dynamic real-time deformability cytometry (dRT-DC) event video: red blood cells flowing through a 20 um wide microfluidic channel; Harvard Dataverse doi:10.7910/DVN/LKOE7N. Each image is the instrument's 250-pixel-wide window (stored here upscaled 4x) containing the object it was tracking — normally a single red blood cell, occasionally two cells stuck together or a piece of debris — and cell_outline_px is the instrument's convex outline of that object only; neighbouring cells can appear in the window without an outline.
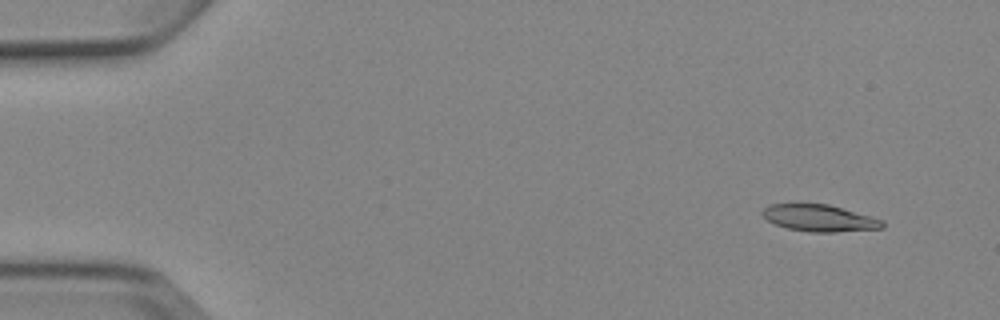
{"species": "Egyptian fruit bat (a non-hibernating species)", "species_latin": "Rousettus aegyptiacus", "temperature_condition": "cold", "stored_images_in_passage": 7, "camera_frame_rate_fps": 3000, "um_per_image_px": 0.085, "animal": {"sex": "female"}, "frame": {"image": 1, "passage_image": 1, "time_ms": 0.0, "image_size_px": [1000, 320], "cell_outline_px": [[884, 228], [836, 232], [808, 232], [788, 228], [776, 224], [768, 220], [760, 212], [768, 204], [828, 204], [872, 216], [884, 220]], "centroid_in_image_um": [69.68, 18.54], "position_along_channel_um": 15.3, "area_um2": 18.73}}
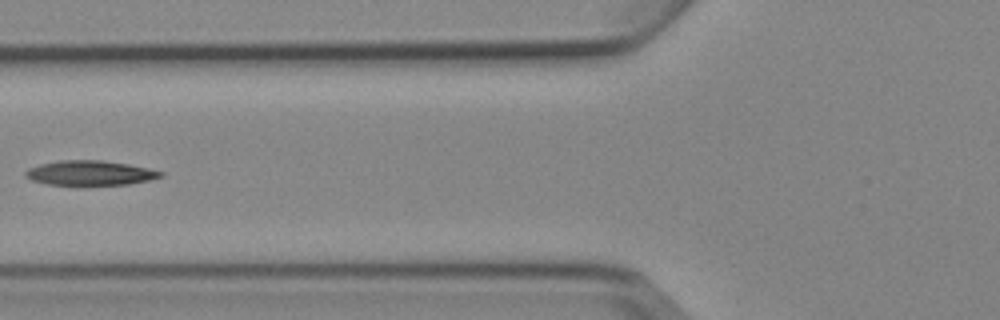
{"frame": {"image": 2, "passage_image": 5, "time_ms": 5.667, "image_size_px": [1000, 320], "cell_outline_px": [[164, 176], [148, 180], [128, 184], [48, 184], [32, 180], [24, 176], [24, 172], [28, 168], [40, 164], [60, 160], [104, 160], [128, 164], [148, 168], [164, 172]], "centroid_in_image_um": [7.65, 14.68], "position_along_channel_um": 118.1, "area_um2": 19.25}}
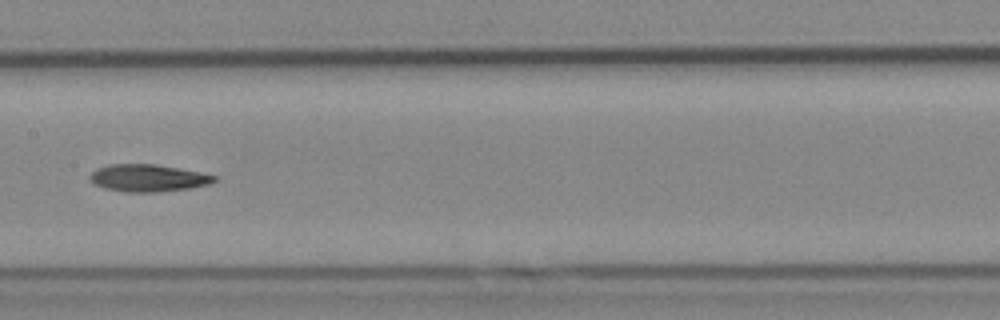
{"frame": {"image": 3, "passage_image": 7, "time_ms": 7.667, "image_size_px": [1000, 320], "cell_outline_px": [[216, 180], [212, 184], [192, 188], [156, 192], [124, 192], [104, 188], [96, 184], [88, 176], [96, 168], [108, 164], [156, 164], [200, 172], [216, 176]], "centroid_in_image_um": [12.6, 15.13], "position_along_channel_um": 194.8, "area_um2": 19.83}}